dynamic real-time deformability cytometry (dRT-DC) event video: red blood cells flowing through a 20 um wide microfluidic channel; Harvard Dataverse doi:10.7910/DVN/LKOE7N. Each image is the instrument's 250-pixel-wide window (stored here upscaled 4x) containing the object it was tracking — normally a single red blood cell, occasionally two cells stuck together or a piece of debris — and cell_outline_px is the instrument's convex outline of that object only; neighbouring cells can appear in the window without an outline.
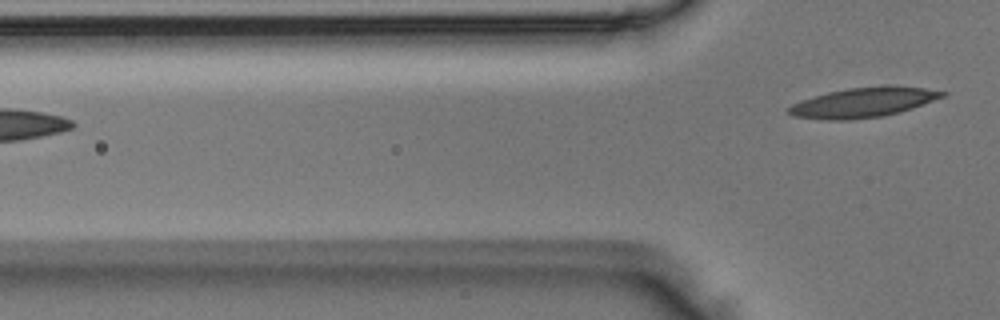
{"species": "Egyptian fruit bat (a non-hibernating species)", "species_latin": "Rousettus aegyptiacus", "temperature_condition": "room temperature", "stored_images_in_passage": 6, "camera_frame_rate_fps": 3000, "um_per_image_px": 0.085, "animal": {"sex": "male"}, "frame": {"image": 1, "passage_image": 6, "time_ms": 1.667, "image_size_px": [1000, 320], "cell_outline_px": [[948, 92], [944, 96], [912, 108], [900, 112], [880, 116], [848, 120], [828, 120], [796, 116], [788, 112], [788, 108], [792, 104], [828, 92], [848, 88], [884, 84], [892, 84], [924, 88]], "centroid_in_image_um": [73.44, 8.68], "position_along_channel_um": 52.4, "area_um2": 26.53}}